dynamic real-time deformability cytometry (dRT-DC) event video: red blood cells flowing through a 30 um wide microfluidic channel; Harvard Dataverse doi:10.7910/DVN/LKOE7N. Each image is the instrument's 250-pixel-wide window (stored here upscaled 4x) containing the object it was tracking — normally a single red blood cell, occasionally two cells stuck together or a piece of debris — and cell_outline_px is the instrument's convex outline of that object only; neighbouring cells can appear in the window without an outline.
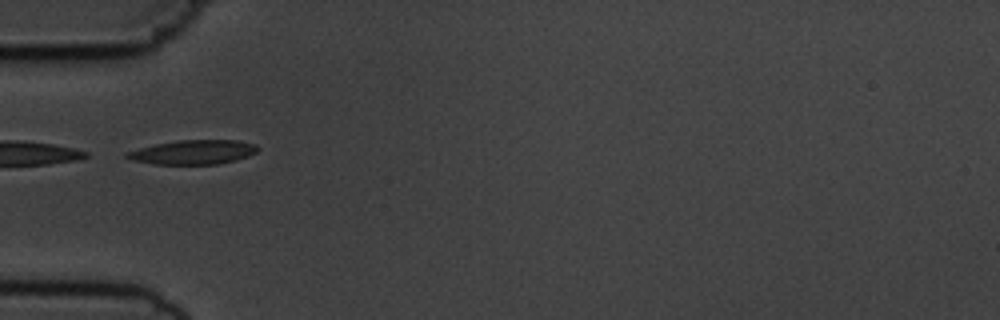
{"species": "common noctule bat (a hibernating species)", "species_latin": "Nyctalus noctula", "temperature_condition": "cold", "stored_images_in_passage": 5, "camera_frame_rate_fps": 3000, "um_per_image_px": 0.085, "animal": {"sex": "male", "body_mass_g": 19.5, "forearm_length_mm": 54.6}, "frame": {"image": 1, "passage_image": 3, "time_ms": 2.333, "image_size_px": [1000, 320], "cell_outline_px": [[260, 148], [256, 152], [248, 156], [236, 160], [216, 164], [152, 164], [132, 160], [124, 156], [124, 152], [156, 144], [176, 140], [236, 140], [256, 144]], "centroid_in_image_um": [16.41, 12.93], "position_along_channel_um": 68.6, "area_um2": 18.55}}
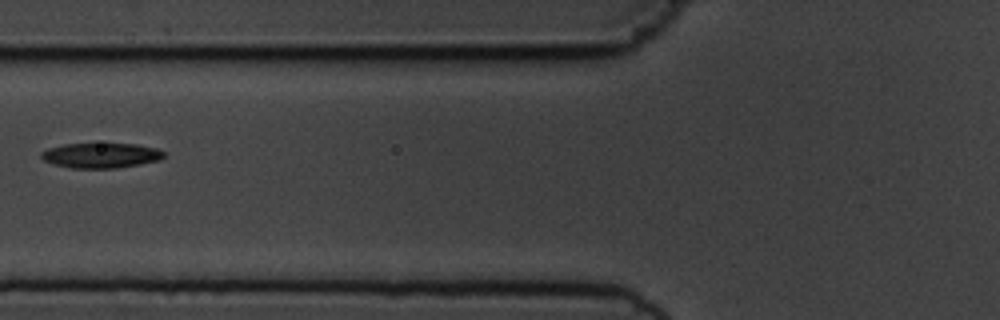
{"frame": {"image": 2, "passage_image": 4, "time_ms": 3.667, "image_size_px": [1000, 320], "cell_outline_px": [[164, 156], [160, 160], [140, 164], [116, 168], [72, 168], [52, 164], [44, 160], [40, 156], [40, 152], [48, 148], [64, 144], [136, 144], [156, 148], [164, 152]], "centroid_in_image_um": [8.56, 13.21], "position_along_channel_um": 117.2, "area_um2": 17.86}}
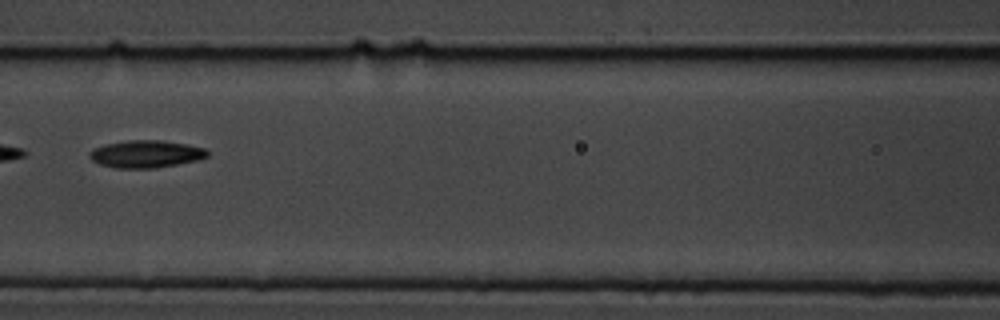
{"frame": {"image": 3, "passage_image": 5, "time_ms": 4.667, "image_size_px": [1000, 320], "cell_outline_px": [[208, 156], [196, 160], [156, 168], [112, 168], [100, 164], [92, 160], [88, 156], [88, 152], [92, 148], [104, 144], [128, 140], [160, 140], [188, 144], [204, 148], [208, 152]], "centroid_in_image_um": [12.35, 13.08], "position_along_channel_um": 154.3, "area_um2": 18.9}}